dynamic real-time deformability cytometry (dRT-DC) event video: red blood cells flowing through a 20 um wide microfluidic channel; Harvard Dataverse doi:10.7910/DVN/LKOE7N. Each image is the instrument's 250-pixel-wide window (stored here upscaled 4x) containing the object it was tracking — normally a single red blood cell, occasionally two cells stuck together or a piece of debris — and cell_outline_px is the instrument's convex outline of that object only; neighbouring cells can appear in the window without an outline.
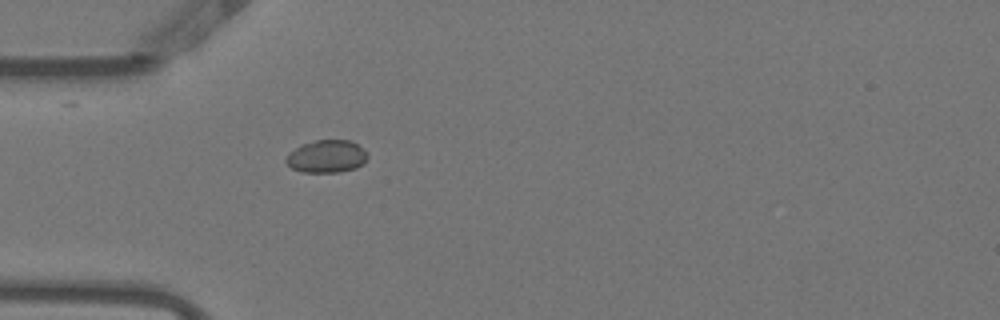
{"species": "Egyptian fruit bat (a non-hibernating species)", "species_latin": "Rousettus aegyptiacus", "temperature_condition": "warm", "stored_images_in_passage": 38, "camera_frame_rate_fps": 3000, "um_per_image_px": 0.085, "animal": {"sex": "female"}, "frame": {"image": 1, "passage_image": 1, "time_ms": 0.0, "image_size_px": [1000, 320], "cell_outline_px": [[368, 156], [364, 164], [356, 168], [340, 172], [304, 172], [292, 168], [284, 160], [288, 152], [300, 144], [316, 140], [352, 140], [368, 152]], "centroid_in_image_um": [27.78, 13.28], "position_along_channel_um": 57.2, "area_um2": 15.78}}
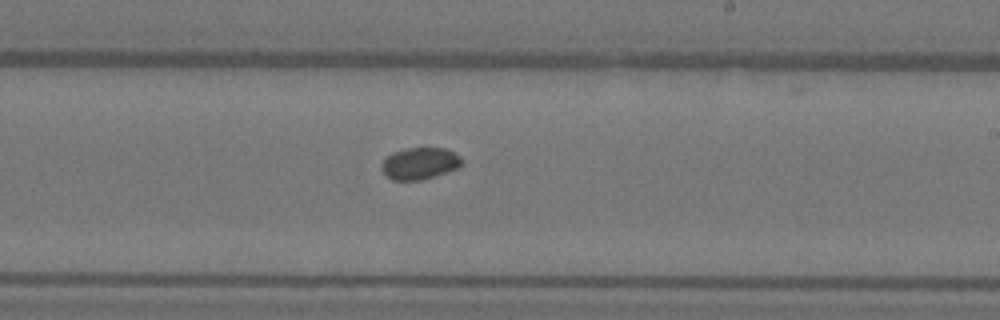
{"frame": {"image": 2, "passage_image": 17, "time_ms": 5.333, "image_size_px": [1000, 320], "cell_outline_px": [[464, 164], [460, 168], [420, 180], [392, 180], [380, 168], [380, 164], [392, 152], [404, 148], [444, 148], [460, 156], [464, 160]], "centroid_in_image_um": [35.7, 13.88], "position_along_channel_um": 253.3, "area_um2": 14.97}}
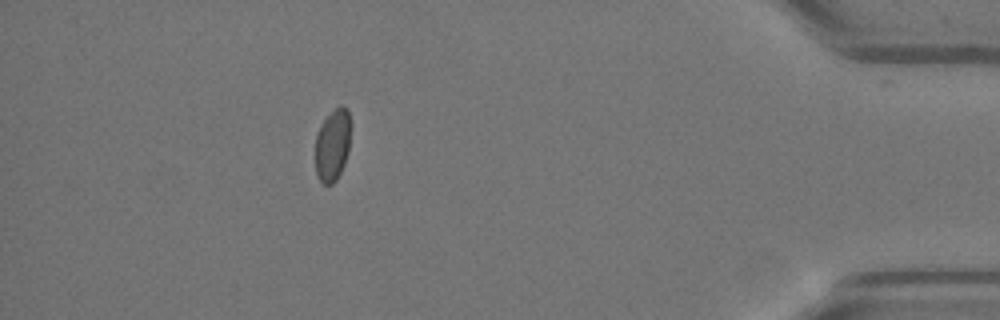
{"frame": {"image": 3, "passage_image": 33, "time_ms": 10.667, "image_size_px": [1000, 320], "cell_outline_px": [[352, 128], [348, 152], [344, 164], [336, 180], [332, 184], [324, 184], [316, 176], [316, 132], [324, 116], [340, 104], [348, 112], [352, 124]], "centroid_in_image_um": [28.28, 12.27], "position_along_channel_um": 406.9, "area_um2": 15.32}}